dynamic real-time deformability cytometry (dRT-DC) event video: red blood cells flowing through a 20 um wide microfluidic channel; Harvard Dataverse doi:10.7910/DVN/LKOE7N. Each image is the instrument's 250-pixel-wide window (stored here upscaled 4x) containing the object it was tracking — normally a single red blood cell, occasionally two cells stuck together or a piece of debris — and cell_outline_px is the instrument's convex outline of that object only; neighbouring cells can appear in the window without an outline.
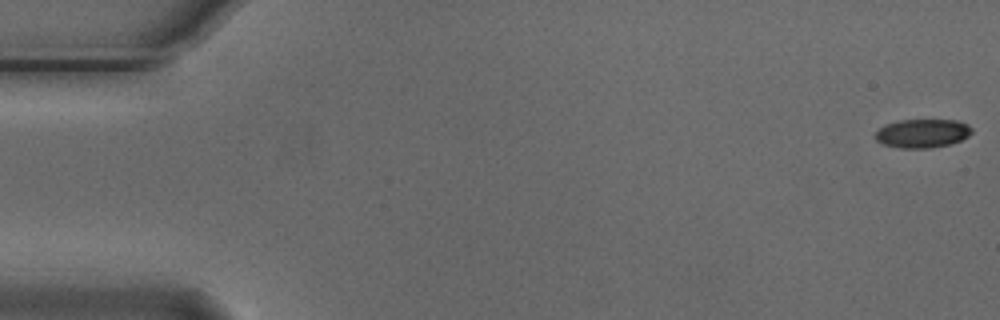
{"species": "Egyptian fruit bat (a non-hibernating species)", "species_latin": "Rousettus aegyptiacus", "temperature_condition": "cold", "stored_images_in_passage": 7, "camera_frame_rate_fps": 3000, "um_per_image_px": 0.085, "animal": {"sex": "male"}, "frame": {"image": 1, "passage_image": 1, "time_ms": 0.0, "image_size_px": [1000, 320], "cell_outline_px": [[972, 132], [968, 136], [960, 140], [948, 144], [932, 148], [900, 148], [884, 144], [876, 140], [876, 132], [880, 128], [888, 124], [900, 120], [956, 120], [968, 124], [972, 128]], "centroid_in_image_um": [78.43, 11.33], "position_along_channel_um": 6.6, "area_um2": 15.95}}
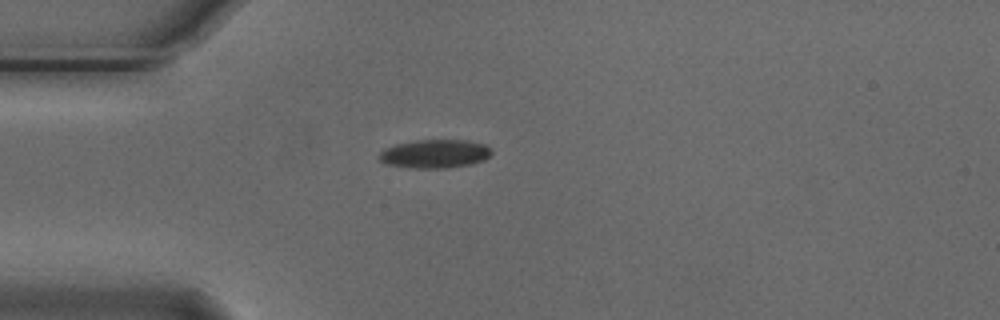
{"frame": {"image": 2, "passage_image": 5, "time_ms": 1.333, "image_size_px": [1000, 320], "cell_outline_px": [[492, 152], [484, 160], [472, 164], [448, 168], [416, 168], [388, 164], [380, 160], [380, 152], [384, 148], [396, 144], [416, 140], [468, 140], [484, 144]], "centroid_in_image_um": [36.97, 13.07], "position_along_channel_um": 48.0, "area_um2": 18.55}}